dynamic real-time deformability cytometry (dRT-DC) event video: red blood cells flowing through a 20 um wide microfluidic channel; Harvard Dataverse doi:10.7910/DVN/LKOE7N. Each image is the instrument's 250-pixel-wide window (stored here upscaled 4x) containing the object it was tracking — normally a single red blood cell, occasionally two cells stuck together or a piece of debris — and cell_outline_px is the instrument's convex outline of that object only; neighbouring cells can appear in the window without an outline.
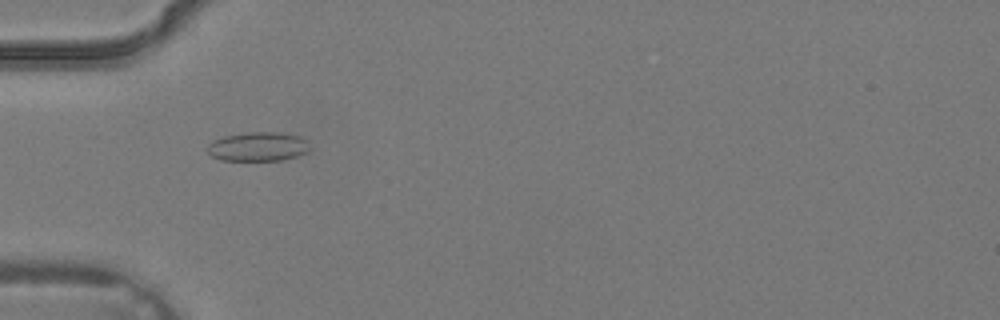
{"species": "common noctule bat (a hibernating species)", "species_latin": "Nyctalus noctula", "temperature_condition": "warm", "stored_images_in_passage": 1, "camera_frame_rate_fps": 3000, "um_per_image_px": 0.085, "animal": {"sex": "male", "body_mass_g": 19.2, "forearm_length_mm": 51.8}, "frame": {"image": 1, "passage_image": 1, "time_ms": 0.0, "image_size_px": [1000, 320], "cell_outline_px": [[312, 148], [308, 152], [296, 156], [280, 160], [220, 160], [212, 156], [204, 148], [212, 140], [224, 136], [244, 132], [284, 132], [300, 136], [308, 140]], "centroid_in_image_um": [21.95, 12.44], "position_along_channel_um": 63.1, "area_um2": 17.8}}